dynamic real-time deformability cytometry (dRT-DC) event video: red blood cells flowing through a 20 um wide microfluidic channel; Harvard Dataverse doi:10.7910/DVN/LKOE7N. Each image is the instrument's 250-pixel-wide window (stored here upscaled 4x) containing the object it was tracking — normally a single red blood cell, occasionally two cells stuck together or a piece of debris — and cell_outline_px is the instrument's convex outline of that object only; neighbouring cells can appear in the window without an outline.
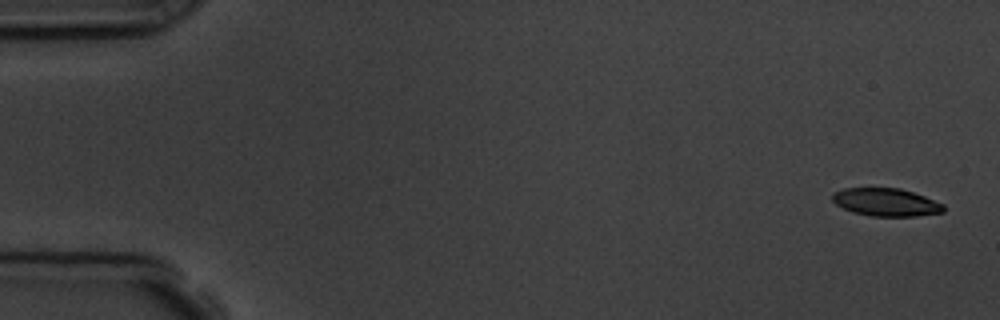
{"species": "common noctule bat (a hibernating species)", "species_latin": "Nyctalus noctula", "temperature_condition": "room temperature", "stored_images_in_passage": 5, "camera_frame_rate_fps": 3000, "um_per_image_px": 0.085, "animal": {"sex": "male", "body_mass_g": 19.5, "forearm_length_mm": 54.6}, "frame": {"image": 1, "passage_image": 1, "time_ms": 0.0, "image_size_px": [1000, 320], "cell_outline_px": [[944, 212], [916, 216], [872, 216], [852, 212], [836, 204], [832, 200], [832, 192], [844, 188], [900, 188], [924, 196], [944, 204]], "centroid_in_image_um": [75.3, 17.18], "position_along_channel_um": 9.7, "area_um2": 18.03}}